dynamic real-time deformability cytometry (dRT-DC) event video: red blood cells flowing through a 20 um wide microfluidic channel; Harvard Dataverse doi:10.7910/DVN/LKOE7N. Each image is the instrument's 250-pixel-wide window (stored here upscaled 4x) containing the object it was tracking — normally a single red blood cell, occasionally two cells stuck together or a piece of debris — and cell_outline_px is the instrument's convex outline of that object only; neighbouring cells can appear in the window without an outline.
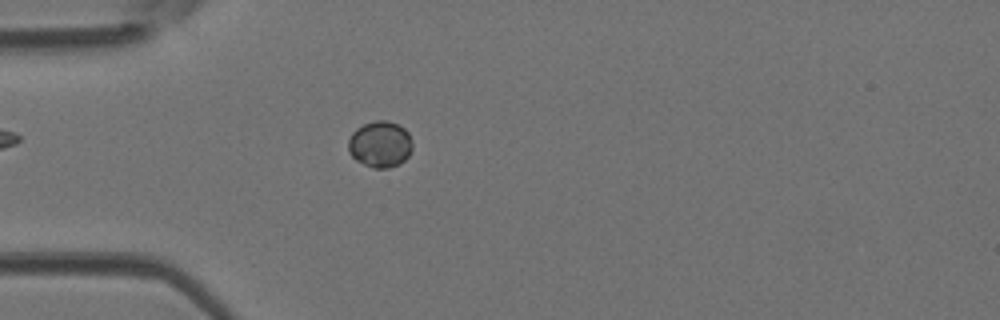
{"species": "Egyptian fruit bat (a non-hibernating species)", "species_latin": "Rousettus aegyptiacus", "temperature_condition": "room temperature", "stored_images_in_passage": 40, "camera_frame_rate_fps": 3000, "um_per_image_px": 0.085, "animal": {"sex": "female"}, "frame": {"image": 1, "passage_image": 6, "time_ms": 1.667, "image_size_px": [1000, 320], "cell_outline_px": [[412, 148], [408, 156], [400, 164], [388, 168], [372, 168], [356, 160], [348, 152], [348, 140], [352, 132], [356, 128], [364, 124], [376, 120], [388, 120], [404, 128], [408, 132], [412, 140]], "centroid_in_image_um": [32.3, 12.26], "position_along_channel_um": 52.7, "area_um2": 17.46}}
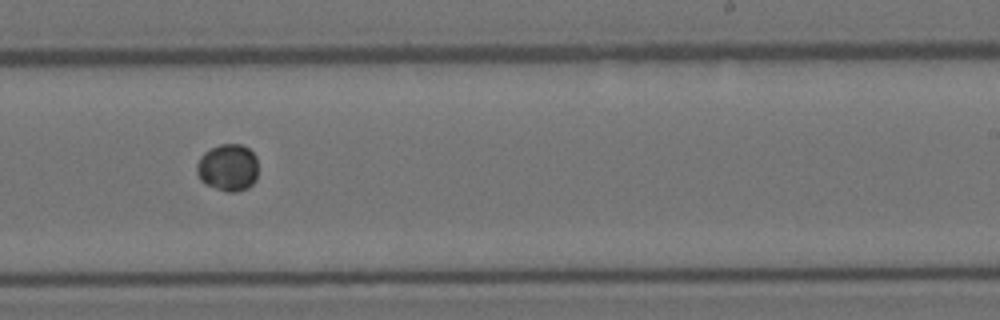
{"frame": {"image": 2, "passage_image": 22, "time_ms": 7.0, "image_size_px": [1000, 320], "cell_outline_px": [[256, 180], [248, 188], [236, 192], [228, 192], [204, 184], [200, 180], [196, 172], [196, 164], [200, 156], [204, 152], [220, 144], [240, 144], [248, 148], [256, 156]], "centroid_in_image_um": [19.35, 14.25], "position_along_channel_um": 269.7, "area_um2": 16.94}}
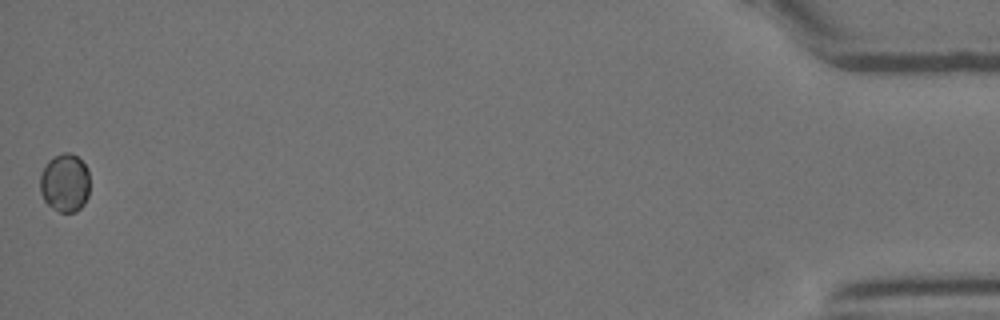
{"frame": {"image": 3, "passage_image": 40, "time_ms": 13.0, "image_size_px": [1000, 320], "cell_outline_px": [[88, 196], [84, 204], [76, 212], [60, 212], [52, 208], [44, 200], [40, 192], [40, 176], [48, 160], [64, 152], [72, 152], [88, 168]], "centroid_in_image_um": [5.51, 15.55], "position_along_channel_um": 429.7, "area_um2": 16.88}}